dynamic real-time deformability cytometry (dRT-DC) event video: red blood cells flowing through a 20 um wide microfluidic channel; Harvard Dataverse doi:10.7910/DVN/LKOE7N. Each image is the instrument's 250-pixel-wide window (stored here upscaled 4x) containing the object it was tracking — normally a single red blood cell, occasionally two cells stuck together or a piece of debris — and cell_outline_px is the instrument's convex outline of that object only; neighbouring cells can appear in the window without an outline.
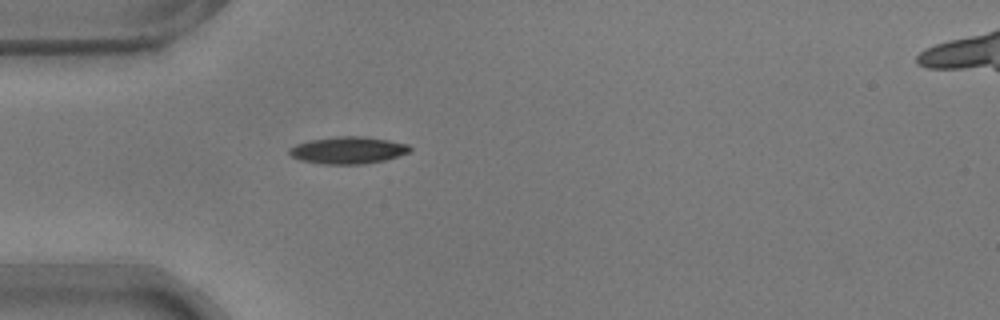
{"species": "common noctule bat (a hibernating species)", "species_latin": "Nyctalus noctula", "temperature_condition": "warm", "stored_images_in_passage": 39, "camera_frame_rate_fps": 3000, "um_per_image_px": 0.085, "animal": {"sex": "male", "body_mass_g": 17.9}, "frame": {"image": 1, "passage_image": 1, "time_ms": 0.0, "image_size_px": [1000, 320], "cell_outline_px": [[412, 148], [408, 152], [384, 160], [364, 164], [320, 164], [300, 160], [292, 156], [288, 152], [288, 148], [296, 144], [308, 140], [340, 136], [360, 136], [388, 140], [408, 144]], "centroid_in_image_um": [29.53, 12.77], "position_along_channel_um": 55.5, "area_um2": 18.96}}
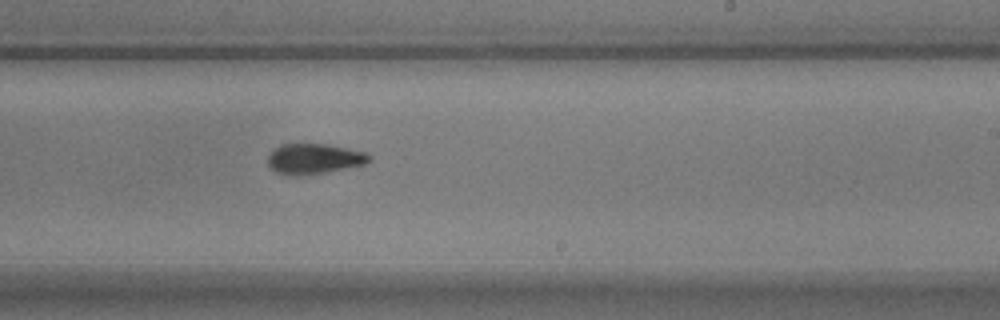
{"frame": {"image": 2, "passage_image": 18, "time_ms": 5.667, "image_size_px": [1000, 320], "cell_outline_px": [[372, 160], [368, 164], [324, 172], [292, 176], [276, 172], [268, 168], [268, 156], [280, 144], [328, 144], [364, 152], [372, 156]], "centroid_in_image_um": [26.71, 13.5], "position_along_channel_um": 262.3, "area_um2": 17.92}}
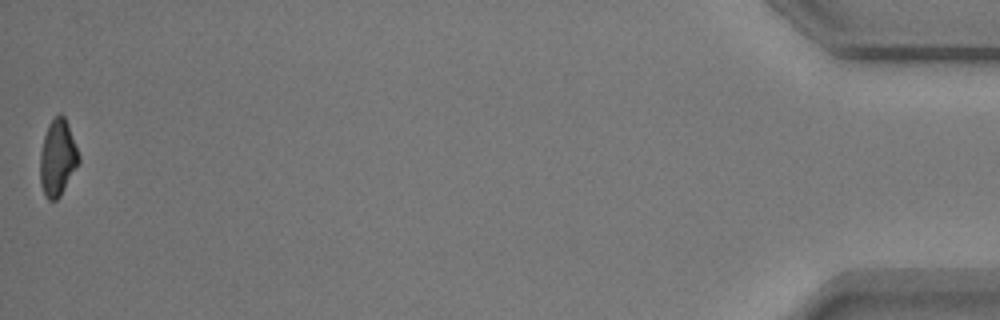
{"frame": {"image": 3, "passage_image": 39, "time_ms": 12.667, "image_size_px": [1000, 320], "cell_outline_px": [[80, 160], [60, 196], [56, 200], [48, 200], [44, 196], [40, 184], [40, 152], [44, 136], [48, 124], [60, 112], [64, 116], [80, 156]], "centroid_in_image_um": [4.87, 13.43], "position_along_channel_um": 430.3, "area_um2": 17.05}, "authors_computed_cell_mechanics": {"area_um2": 17.9758, "velocity_mm_per_s": 3.7535, "shape_relaxation_time_tau1_ms": 4.2836, "shape_relaxation_time_tau2_ms": 3.3732, "deformation_change_tau1": 0.1645, "deformation_change_tau2": 0.1082}}